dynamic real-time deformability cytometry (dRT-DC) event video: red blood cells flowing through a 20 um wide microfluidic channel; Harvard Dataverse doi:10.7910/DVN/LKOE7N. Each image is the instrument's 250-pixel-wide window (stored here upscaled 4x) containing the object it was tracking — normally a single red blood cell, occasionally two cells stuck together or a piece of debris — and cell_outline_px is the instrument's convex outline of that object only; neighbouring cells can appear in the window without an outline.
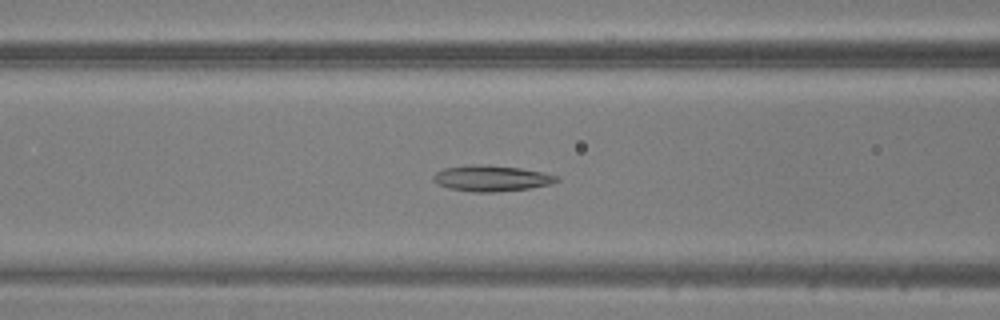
{"species": "common noctule bat (a hibernating species)", "species_latin": "Nyctalus noctula", "temperature_condition": "warm", "stored_images_in_passage": 21, "camera_frame_rate_fps": 3000, "um_per_image_px": 0.085, "animal": {"sex": "male", "body_mass_g": 20.5, "forearm_length_mm": 52.5}, "frame": {"image": 1, "passage_image": 10, "time_ms": 3.0, "image_size_px": [1000, 320], "cell_outline_px": [[560, 180], [552, 184], [528, 188], [496, 192], [472, 192], [448, 188], [436, 184], [432, 180], [432, 176], [436, 172], [444, 168], [472, 164], [488, 164], [520, 168], [560, 176]], "centroid_in_image_um": [41.74, 15.15], "position_along_channel_um": 124.9, "area_um2": 18.84}}
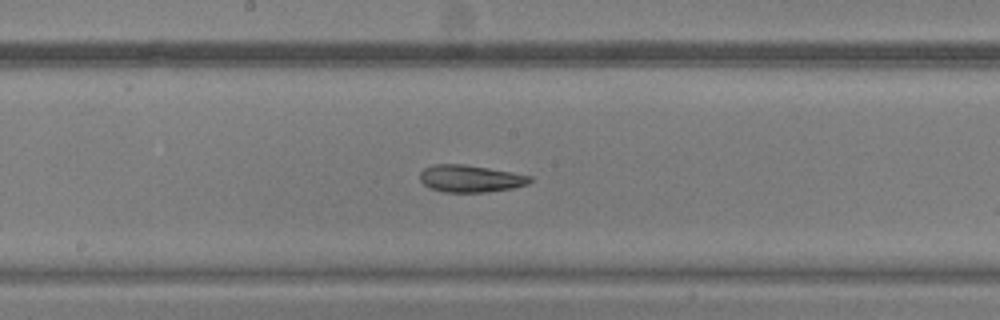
{"frame": {"image": 2, "passage_image": 16, "time_ms": 5.0, "image_size_px": [1000, 320], "cell_outline_px": [[532, 180], [528, 184], [512, 188], [484, 192], [444, 192], [428, 188], [420, 180], [420, 172], [424, 168], [432, 164], [464, 164], [512, 172], [532, 176]], "centroid_in_image_um": [39.96, 15.18], "position_along_channel_um": 208.2, "area_um2": 17.46}}
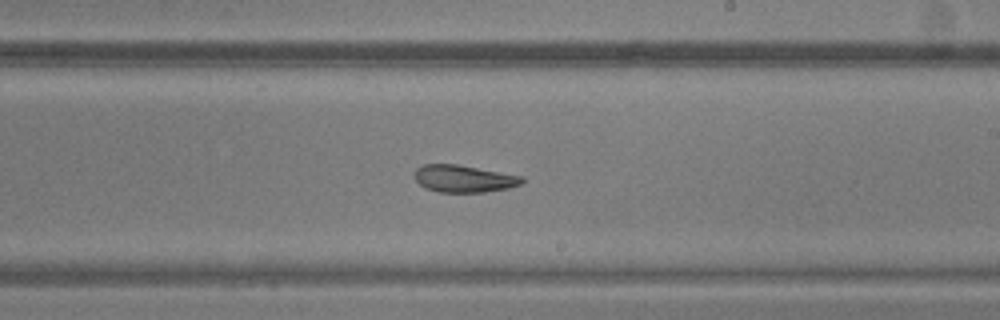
{"frame": {"image": 3, "passage_image": 19, "time_ms": 6.0, "image_size_px": [1000, 320], "cell_outline_px": [[524, 180], [520, 184], [508, 188], [484, 192], [440, 192], [424, 188], [416, 180], [416, 168], [424, 164], [456, 164], [524, 176]], "centroid_in_image_um": [39.44, 15.18], "position_along_channel_um": 249.6, "area_um2": 16.94}}